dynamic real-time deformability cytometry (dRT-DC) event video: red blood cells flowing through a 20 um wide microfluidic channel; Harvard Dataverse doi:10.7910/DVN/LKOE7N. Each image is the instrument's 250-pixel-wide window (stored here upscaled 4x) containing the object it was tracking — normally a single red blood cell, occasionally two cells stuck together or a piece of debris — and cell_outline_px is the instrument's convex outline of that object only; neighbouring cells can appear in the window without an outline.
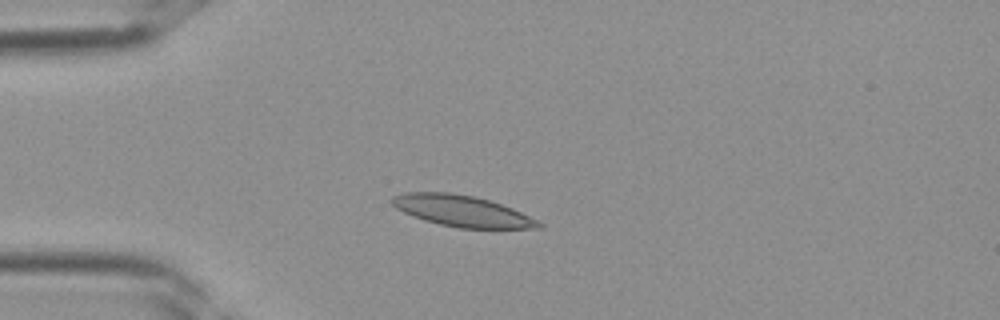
{"species": "Egyptian fruit bat (a non-hibernating species)", "species_latin": "Rousettus aegyptiacus", "temperature_condition": "room temperature", "stored_images_in_passage": 30, "camera_frame_rate_fps": 3000, "um_per_image_px": 0.085, "frame": {"image": 1, "passage_image": 2, "time_ms": 0.333, "image_size_px": [1000, 320], "cell_outline_px": [[544, 228], [460, 228], [440, 224], [424, 220], [412, 216], [396, 208], [388, 200], [392, 196], [404, 192], [452, 192], [476, 196], [512, 208], [544, 224]], "centroid_in_image_um": [39.22, 17.92], "position_along_channel_um": 45.8, "area_um2": 26.65}}
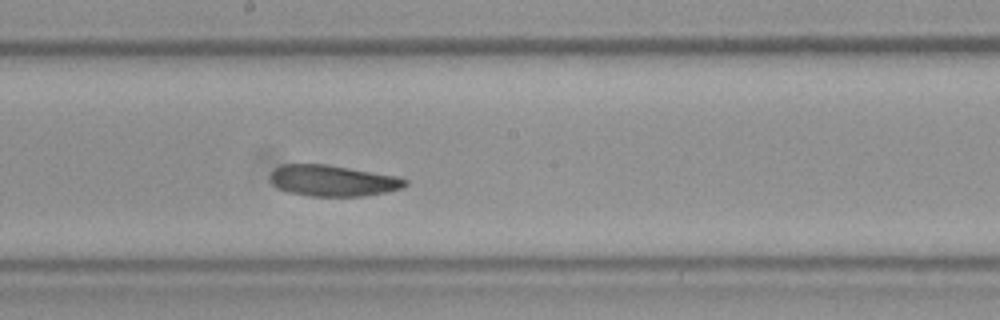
{"frame": {"image": 2, "passage_image": 13, "time_ms": 4.0, "image_size_px": [1000, 320], "cell_outline_px": [[408, 184], [404, 188], [384, 192], [360, 196], [308, 196], [288, 192], [272, 184], [268, 176], [276, 168], [284, 164], [328, 164], [396, 176], [408, 180]], "centroid_in_image_um": [28.29, 15.35], "position_along_channel_um": 219.9, "area_um2": 24.45}}
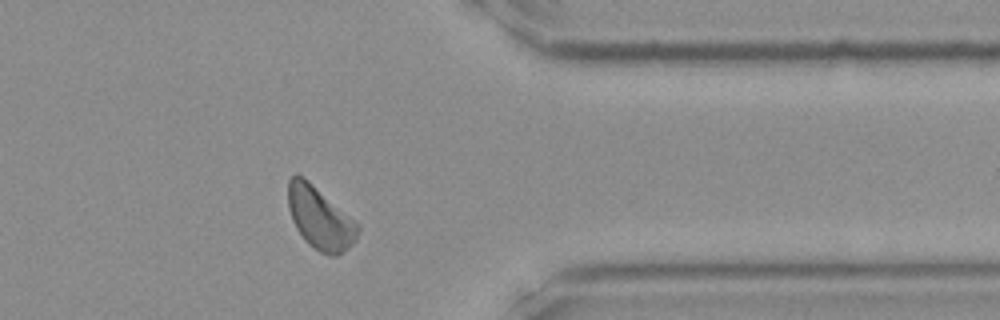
{"frame": {"image": 3, "passage_image": 23, "time_ms": 7.333, "image_size_px": [1000, 320], "cell_outline_px": [[360, 228], [356, 240], [348, 248], [336, 256], [332, 256], [320, 252], [308, 244], [304, 240], [296, 228], [292, 220], [288, 208], [288, 180], [296, 172], [304, 176], [360, 224]], "centroid_in_image_um": [27.19, 18.52], "position_along_channel_um": 384.2, "area_um2": 25.66}}